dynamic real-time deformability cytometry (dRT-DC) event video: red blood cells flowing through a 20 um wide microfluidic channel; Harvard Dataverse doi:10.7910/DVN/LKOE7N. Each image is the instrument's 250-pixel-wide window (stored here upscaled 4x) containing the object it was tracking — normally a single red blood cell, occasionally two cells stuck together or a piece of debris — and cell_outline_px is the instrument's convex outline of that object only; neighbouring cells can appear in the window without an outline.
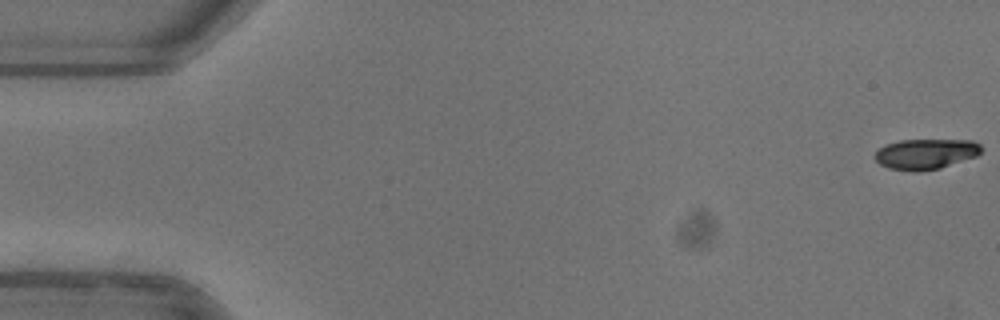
{"species": "common noctule bat (a hibernating species)", "species_latin": "Nyctalus noctula", "temperature_condition": "warm", "stored_images_in_passage": 52, "camera_frame_rate_fps": 3000, "um_per_image_px": 0.085, "animal": {"sex": "female"}, "frame": {"image": 1, "passage_image": 1, "time_ms": 0.0, "image_size_px": [1000, 320], "cell_outline_px": [[980, 152], [976, 156], [940, 168], [920, 172], [912, 172], [888, 168], [880, 164], [872, 156], [884, 144], [900, 140], [972, 140], [980, 144]], "centroid_in_image_um": [78.64, 13.09], "position_along_channel_um": 6.4, "area_um2": 18.96}}
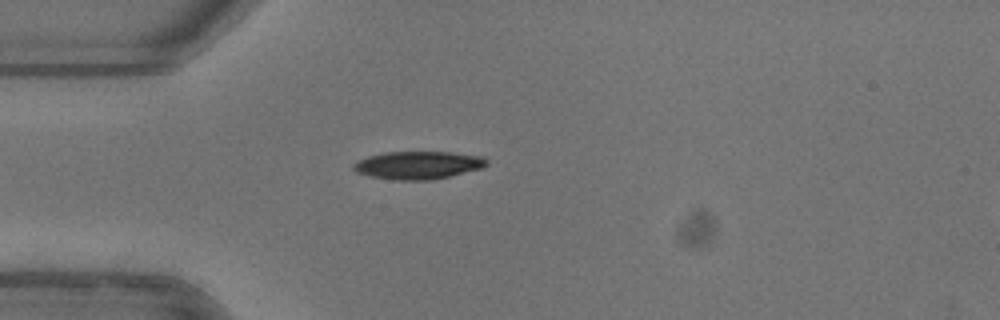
{"frame": {"image": 2, "passage_image": 15, "time_ms": 4.667, "image_size_px": [1000, 320], "cell_outline_px": [[488, 164], [484, 168], [432, 180], [392, 180], [372, 176], [356, 172], [352, 168], [352, 164], [368, 156], [384, 152], [452, 152], [484, 156], [488, 160]], "centroid_in_image_um": [35.58, 14.03], "position_along_channel_um": 49.4, "area_um2": 21.79}}
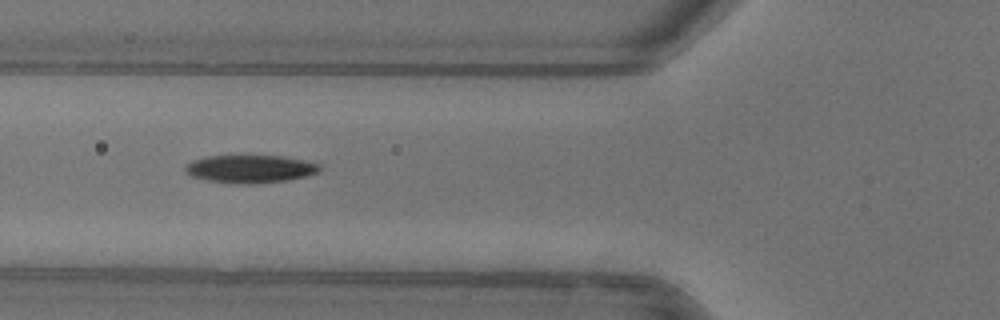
{"frame": {"image": 3, "passage_image": 20, "time_ms": 6.333, "image_size_px": [1000, 320], "cell_outline_px": [[320, 172], [288, 180], [252, 184], [244, 184], [208, 180], [192, 176], [184, 168], [188, 164], [196, 160], [208, 156], [284, 156], [304, 160], [320, 164]], "centroid_in_image_um": [21.33, 14.35], "position_along_channel_um": 104.5, "area_um2": 21.44}, "authors_computed_cell_mechanics": {"area_um2": 20.8947, "velocity_mm_per_s": 3.9854, "shape_relaxation_time_tau1_ms": 4.2134, "shape_relaxation_time_tau2_ms": null, "deformation_change_tau1": 0.1628, "deformation_change_tau2": null}}